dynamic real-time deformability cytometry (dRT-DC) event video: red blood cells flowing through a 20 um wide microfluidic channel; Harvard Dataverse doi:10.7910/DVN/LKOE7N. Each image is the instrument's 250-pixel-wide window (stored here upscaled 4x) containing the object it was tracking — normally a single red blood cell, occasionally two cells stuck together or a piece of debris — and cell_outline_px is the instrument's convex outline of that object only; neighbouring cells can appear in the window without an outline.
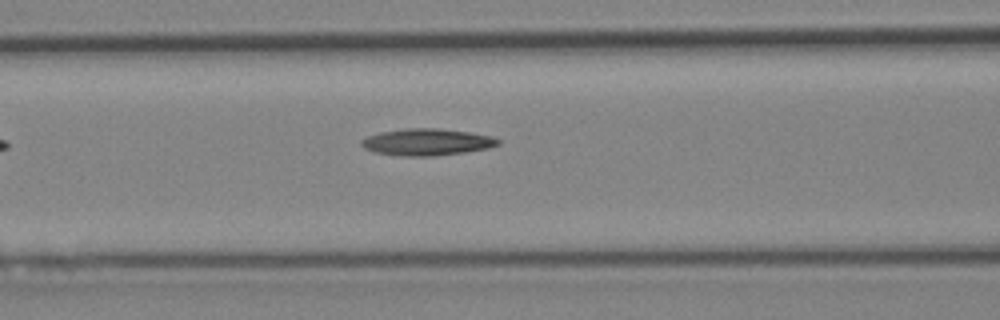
{"species": "Egyptian fruit bat (a non-hibernating species)", "species_latin": "Rousettus aegyptiacus", "temperature_condition": "cold", "stored_images_in_passage": 4, "camera_frame_rate_fps": 3000, "um_per_image_px": 0.085, "animal": {"sex": "female"}, "frame": {"image": 1, "passage_image": 4, "time_ms": 4.333, "image_size_px": [1000, 320], "cell_outline_px": [[500, 144], [488, 148], [464, 152], [432, 156], [400, 156], [376, 152], [364, 148], [360, 144], [360, 140], [368, 136], [380, 132], [404, 128], [436, 128], [468, 132], [492, 136], [500, 140]], "centroid_in_image_um": [36.27, 12.07], "position_along_channel_um": 130.3, "area_um2": 21.27}}